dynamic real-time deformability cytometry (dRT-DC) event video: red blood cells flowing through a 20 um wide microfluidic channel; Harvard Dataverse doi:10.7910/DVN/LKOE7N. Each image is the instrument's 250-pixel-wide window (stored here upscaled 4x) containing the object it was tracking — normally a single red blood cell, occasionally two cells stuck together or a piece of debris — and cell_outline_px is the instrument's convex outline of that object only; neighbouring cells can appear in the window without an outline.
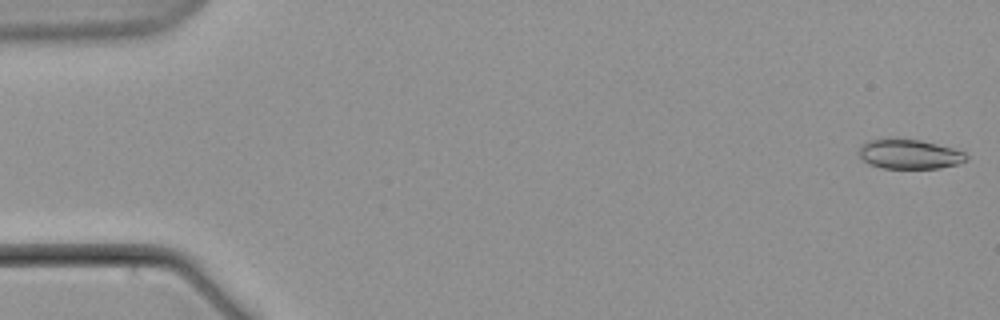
{"species": "common noctule bat (a hibernating species)", "species_latin": "Nyctalus noctula", "temperature_condition": "warm", "stored_images_in_passage": 9, "camera_frame_rate_fps": 3000, "um_per_image_px": 0.085, "animal": {"sex": "male", "body_mass_g": 21.5, "forearm_length_mm": 52.0}, "frame": {"image": 1, "passage_image": 1, "time_ms": 0.0, "image_size_px": [1000, 320], "cell_outline_px": [[968, 160], [960, 164], [940, 168], [884, 168], [868, 164], [860, 156], [860, 144], [868, 140], [888, 136], [896, 136], [920, 140], [952, 148], [964, 152], [968, 156]], "centroid_in_image_um": [77.28, 13.06], "position_along_channel_um": 7.7, "area_um2": 19.07}}
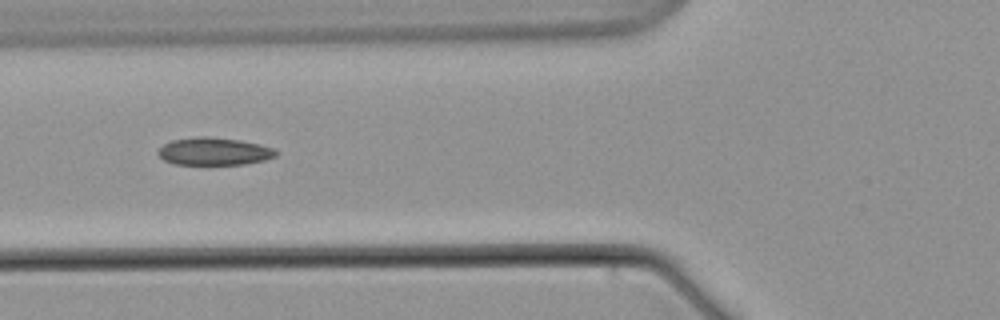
{"frame": {"image": 2, "passage_image": 7, "time_ms": 8.667, "image_size_px": [1000, 320], "cell_outline_px": [[280, 152], [276, 156], [264, 160], [244, 164], [176, 164], [164, 160], [156, 152], [164, 144], [172, 140], [200, 136], [204, 136], [240, 140], [260, 144], [272, 148]], "centroid_in_image_um": [18.21, 12.86], "position_along_channel_um": 107.6, "area_um2": 18.84}}
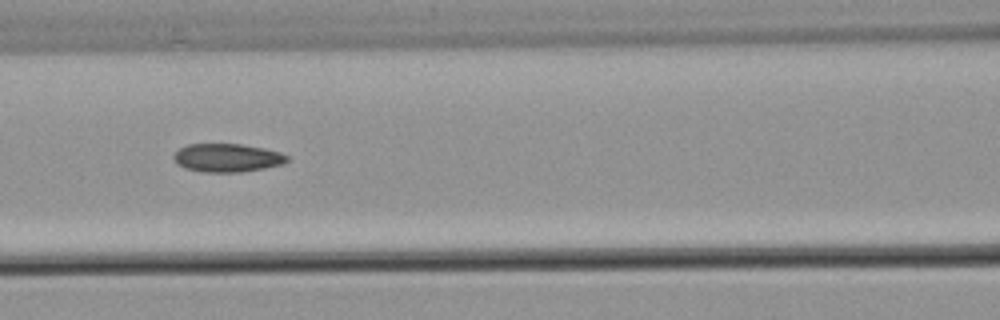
{"frame": {"image": 3, "passage_image": 8, "time_ms": 10.0, "image_size_px": [1000, 320], "cell_outline_px": [[288, 160], [284, 164], [264, 168], [240, 172], [208, 172], [188, 168], [176, 164], [172, 156], [180, 148], [188, 144], [240, 144], [264, 148], [280, 152], [288, 156]], "centroid_in_image_um": [19.33, 13.41], "position_along_channel_um": 147.3, "area_um2": 18.61}}